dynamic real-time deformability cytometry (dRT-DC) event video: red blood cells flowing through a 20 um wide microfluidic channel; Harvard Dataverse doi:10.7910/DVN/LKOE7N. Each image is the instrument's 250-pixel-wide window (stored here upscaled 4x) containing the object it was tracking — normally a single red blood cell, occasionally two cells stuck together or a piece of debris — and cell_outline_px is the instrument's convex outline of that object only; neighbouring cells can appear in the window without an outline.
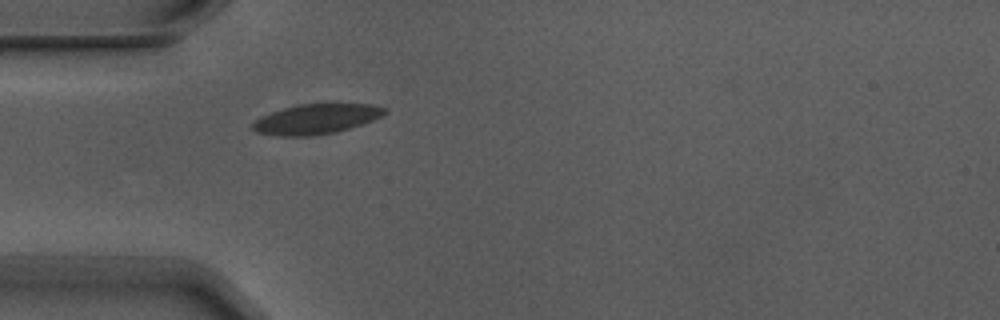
{"species": "Egyptian fruit bat (a non-hibernating species)", "species_latin": "Rousettus aegyptiacus", "temperature_condition": "warm", "stored_images_in_passage": 1, "camera_frame_rate_fps": 3000, "um_per_image_px": 0.085, "animal": {"sex": "male"}, "frame": {"image": 1, "passage_image": 1, "time_ms": 0.0, "image_size_px": [1000, 320], "cell_outline_px": [[388, 112], [372, 120], [336, 132], [308, 136], [280, 136], [256, 132], [252, 128], [252, 124], [260, 116], [284, 108], [300, 104], [376, 104], [388, 108]], "centroid_in_image_um": [26.89, 10.11], "position_along_channel_um": 58.1, "area_um2": 22.89}}